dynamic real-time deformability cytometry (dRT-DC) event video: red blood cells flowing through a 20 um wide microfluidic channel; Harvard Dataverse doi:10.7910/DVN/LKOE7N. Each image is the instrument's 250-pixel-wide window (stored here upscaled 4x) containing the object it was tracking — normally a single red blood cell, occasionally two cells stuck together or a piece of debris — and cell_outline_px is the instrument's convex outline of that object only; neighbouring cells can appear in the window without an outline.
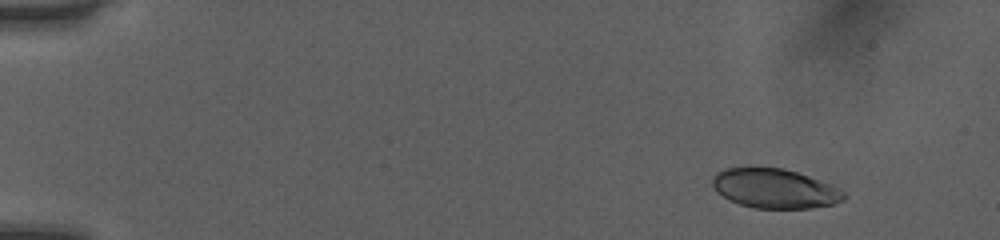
{"species": "human", "species_latin": "Homo sapiens", "temperature_condition": "room temperature", "stored_images_in_passage": 47, "camera_frame_rate_fps": 3000, "um_per_image_px": 0.085, "donor": {"sex": "female"}, "frame": {"image": 1, "passage_image": 1, "time_ms": 0.0, "image_size_px": [1000, 240], "cell_outline_px": [[848, 196], [844, 200], [832, 204], [812, 208], [752, 208], [728, 200], [716, 192], [712, 184], [712, 176], [716, 172], [724, 168], [756, 164], [784, 168], [832, 184], [844, 192]], "centroid_in_image_um": [65.79, 15.98], "position_along_channel_um": 19.2, "area_um2": 31.21}}
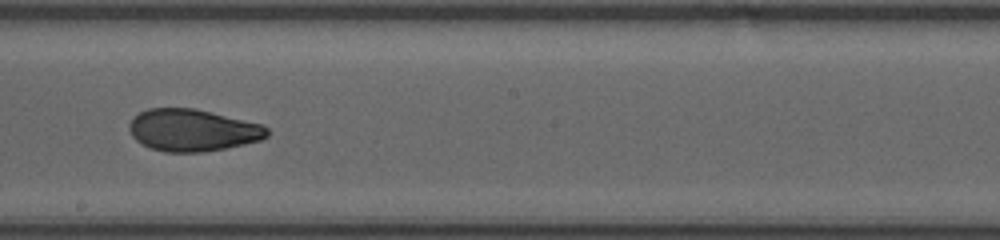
{"frame": {"image": 2, "passage_image": 26, "time_ms": 8.333, "image_size_px": [1000, 240], "cell_outline_px": [[268, 136], [260, 140], [244, 144], [204, 152], [164, 152], [152, 148], [136, 140], [132, 136], [128, 128], [128, 124], [140, 112], [148, 108], [196, 108], [264, 124], [268, 128]], "centroid_in_image_um": [16.39, 11.06], "position_along_channel_um": 231.8, "area_um2": 33.87}}
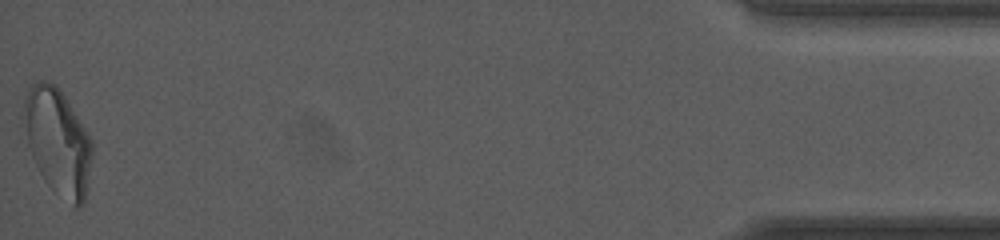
{"frame": {"image": 3, "passage_image": 47, "time_ms": 15.333, "image_size_px": [1000, 240], "cell_outline_px": [[92, 156], [84, 200], [80, 208], [76, 208], [52, 188], [44, 180], [32, 156], [28, 144], [20, 116], [24, 96], [28, 88], [36, 80], [48, 80], [56, 84], [64, 96], [92, 140]], "centroid_in_image_um": [4.86, 11.97], "position_along_channel_um": 430.3, "area_um2": 42.25}, "authors_computed_cell_mechanics": {"area_um2": 34.102, "velocity_mm_per_s": 4.0548, "shape_relaxation_time_tau1_ms": 5.534, "shape_relaxation_time_tau2_ms": 1.554, "deformation_change_tau1": 0.1643, "deformation_change_tau2": 0.0631}}